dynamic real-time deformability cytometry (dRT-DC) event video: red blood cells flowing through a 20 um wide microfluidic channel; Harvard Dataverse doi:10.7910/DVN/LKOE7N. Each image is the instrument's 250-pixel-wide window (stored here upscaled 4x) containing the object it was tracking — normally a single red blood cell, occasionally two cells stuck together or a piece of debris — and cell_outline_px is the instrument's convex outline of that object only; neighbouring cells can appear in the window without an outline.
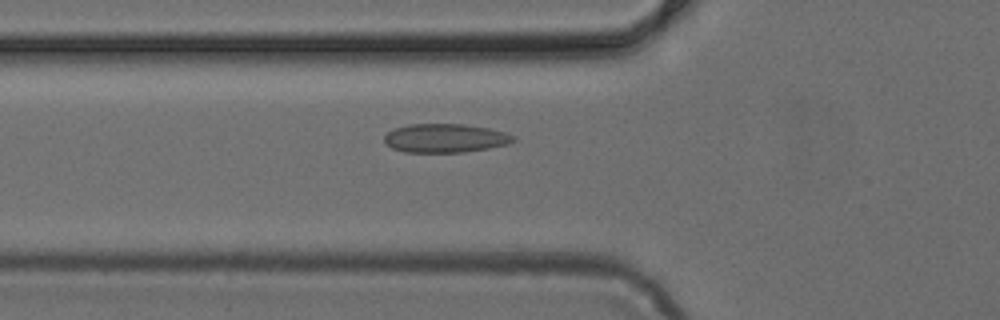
{"species": "common noctule bat (a hibernating species)", "species_latin": "Nyctalus noctula", "temperature_condition": "cold", "stored_images_in_passage": 50, "camera_frame_rate_fps": 3000, "um_per_image_px": 0.085, "animal": {"sex": "female", "body_mass_g": 24.6, "forearm_length_mm": 56.2}, "frame": {"image": 1, "passage_image": 18, "time_ms": 5.667, "image_size_px": [1000, 320], "cell_outline_px": [[516, 140], [508, 144], [488, 148], [464, 152], [404, 152], [392, 148], [384, 144], [384, 136], [392, 128], [408, 124], [464, 124], [488, 128], [504, 132], [516, 136]], "centroid_in_image_um": [37.81, 11.74], "position_along_channel_um": 88.0, "area_um2": 21.79}}
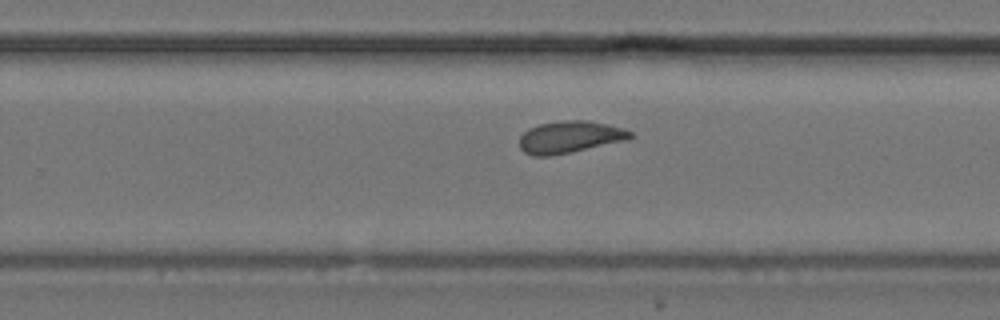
{"frame": {"image": 2, "passage_image": 32, "time_ms": 10.333, "image_size_px": [1000, 320], "cell_outline_px": [[636, 136], [628, 140], [572, 152], [552, 156], [532, 156], [524, 152], [520, 148], [520, 136], [528, 128], [540, 124], [564, 120], [588, 120], [608, 124], [624, 128], [632, 132]], "centroid_in_image_um": [48.47, 11.65], "position_along_channel_um": 281.3, "area_um2": 20.98}}
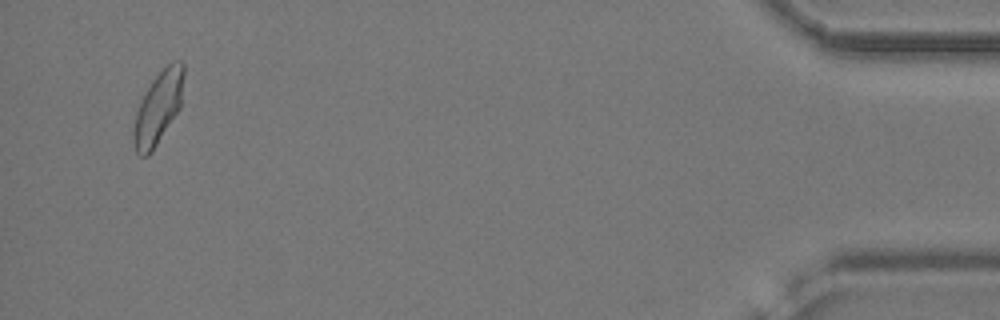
{"frame": {"image": 3, "passage_image": 48, "time_ms": 15.667, "image_size_px": [1000, 320], "cell_outline_px": [[184, 72], [180, 108], [152, 152], [148, 156], [140, 156], [136, 152], [132, 140], [132, 128], [136, 112], [144, 92], [152, 80], [172, 60], [180, 60], [184, 64]], "centroid_in_image_um": [13.43, 9.17], "position_along_channel_um": 421.8, "area_um2": 21.33}}